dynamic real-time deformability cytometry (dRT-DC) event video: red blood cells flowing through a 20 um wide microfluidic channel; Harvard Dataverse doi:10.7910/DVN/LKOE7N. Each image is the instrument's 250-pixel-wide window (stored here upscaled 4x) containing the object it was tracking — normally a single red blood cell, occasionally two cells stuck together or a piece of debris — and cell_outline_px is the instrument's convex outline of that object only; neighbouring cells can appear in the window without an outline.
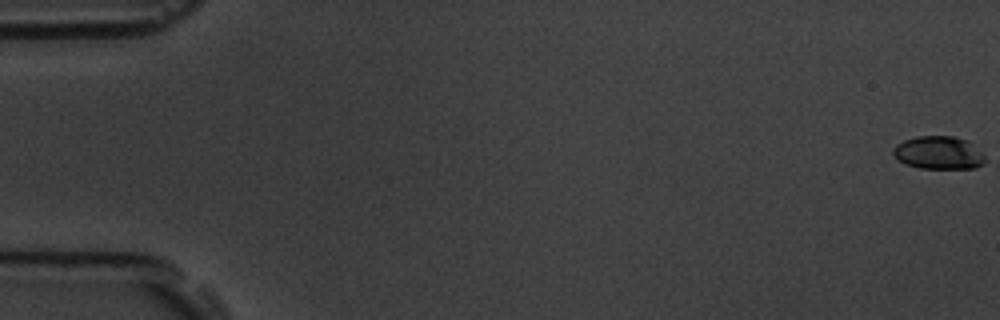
{"species": "common noctule bat (a hibernating species)", "species_latin": "Nyctalus noctula", "temperature_condition": "room temperature", "stored_images_in_passage": 58, "camera_frame_rate_fps": 3000, "um_per_image_px": 0.085, "animal": {"sex": "male", "body_mass_g": 19.5, "forearm_length_mm": 54.6}, "frame": {"image": 1, "passage_image": 1, "time_ms": 0.0, "image_size_px": [1000, 320], "cell_outline_px": [[984, 164], [976, 168], [920, 168], [904, 164], [892, 152], [892, 148], [896, 144], [904, 140], [916, 136], [952, 136], [968, 140], [984, 156]], "centroid_in_image_um": [79.77, 12.98], "position_along_channel_um": 5.2, "area_um2": 17.63}}
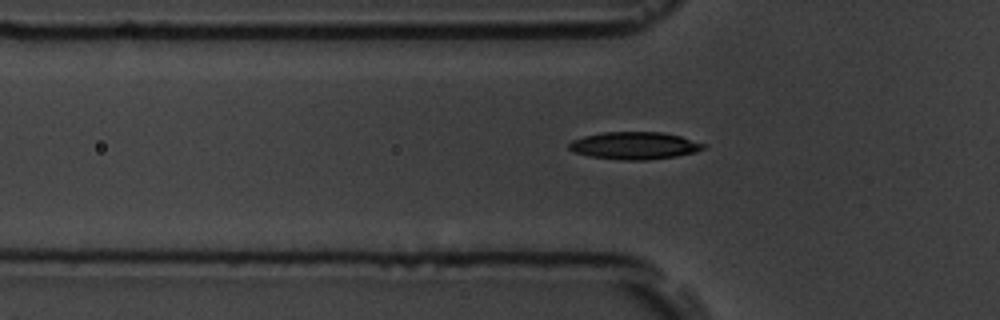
{"frame": {"image": 2, "passage_image": 20, "time_ms": 6.333, "image_size_px": [1000, 320], "cell_outline_px": [[708, 148], [696, 152], [676, 156], [648, 160], [620, 160], [592, 156], [572, 152], [568, 148], [568, 144], [572, 140], [584, 136], [604, 132], [660, 132], [680, 136], [708, 144]], "centroid_in_image_um": [53.97, 12.38], "position_along_channel_um": 71.8, "area_um2": 21.62}}
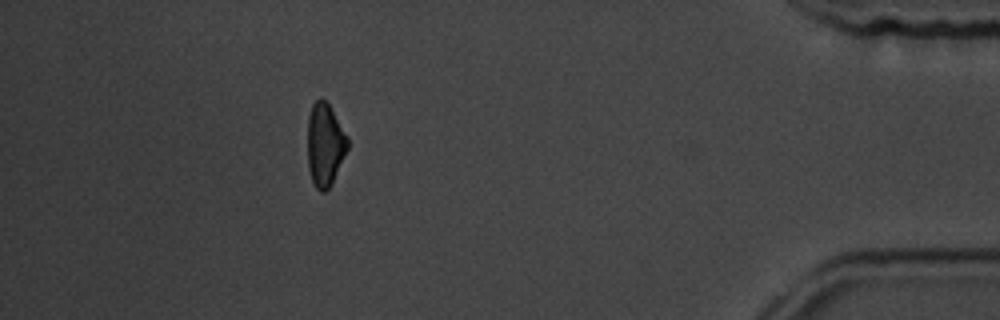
{"frame": {"image": 3, "passage_image": 52, "time_ms": 17.0, "image_size_px": [1000, 320], "cell_outline_px": [[348, 148], [332, 184], [324, 192], [320, 192], [316, 188], [312, 180], [308, 168], [308, 116], [312, 104], [320, 96], [328, 104], [348, 136]], "centroid_in_image_um": [27.62, 12.3], "position_along_channel_um": 407.6, "area_um2": 19.36}, "authors_computed_cell_mechanics": {"area_um2": 19.9699, "velocity_mm_per_s": 3.6306, "shape_relaxation_time_tau1_ms": 3.5284, "shape_relaxation_time_tau2_ms": 3.5816, "deformation_change_tau1": 0.1109, "deformation_change_tau2": 0.1025}}